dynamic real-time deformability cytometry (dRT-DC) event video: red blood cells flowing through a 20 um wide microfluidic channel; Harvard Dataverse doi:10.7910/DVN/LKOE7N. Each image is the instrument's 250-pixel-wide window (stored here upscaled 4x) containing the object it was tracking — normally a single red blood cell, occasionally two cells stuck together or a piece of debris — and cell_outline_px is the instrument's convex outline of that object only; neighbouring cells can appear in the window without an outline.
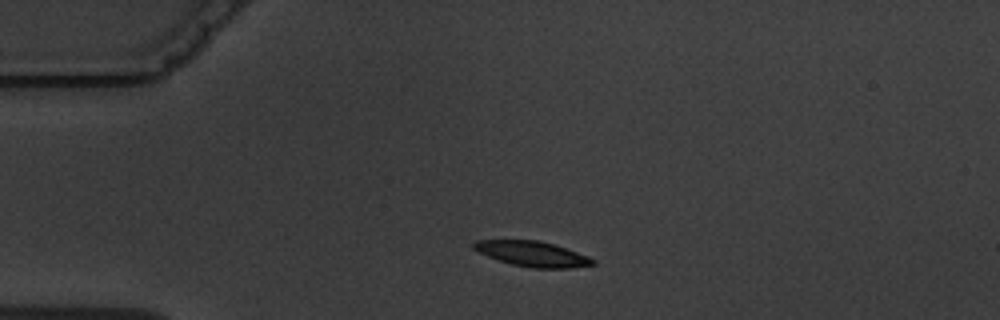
{"species": "common noctule bat (a hibernating species)", "species_latin": "Nyctalus noctula", "temperature_condition": "warm", "stored_images_in_passage": 2, "camera_frame_rate_fps": 3000, "um_per_image_px": 0.085, "animal": {"sex": "male", "body_mass_g": 19.5, "forearm_length_mm": 54.6}, "frame": {"image": 1, "passage_image": 1, "time_ms": 0.0, "image_size_px": [1000, 320], "cell_outline_px": [[596, 264], [572, 268], [532, 268], [512, 264], [488, 256], [472, 248], [472, 244], [476, 240], [540, 240], [588, 256], [596, 260]], "centroid_in_image_um": [45.26, 21.58], "position_along_channel_um": 39.7, "area_um2": 17.34}}